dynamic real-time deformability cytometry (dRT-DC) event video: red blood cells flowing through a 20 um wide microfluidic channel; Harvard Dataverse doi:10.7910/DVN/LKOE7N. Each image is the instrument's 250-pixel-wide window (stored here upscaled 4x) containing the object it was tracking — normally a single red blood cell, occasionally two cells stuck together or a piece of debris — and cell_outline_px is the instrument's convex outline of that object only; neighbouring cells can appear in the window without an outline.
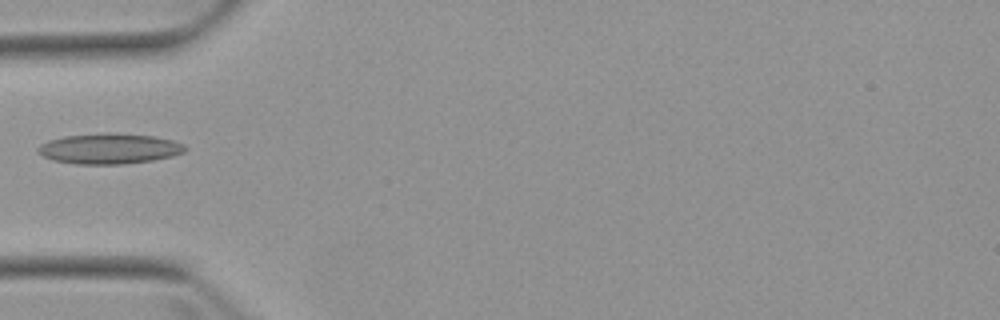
{"species": "Egyptian fruit bat (a non-hibernating species)", "species_latin": "Rousettus aegyptiacus", "temperature_condition": "warm", "stored_images_in_passage": 5, "camera_frame_rate_fps": 3000, "um_per_image_px": 0.085, "animal": {"sex": "female"}, "frame": {"image": 1, "passage_image": 4, "time_ms": 5.0, "image_size_px": [1000, 320], "cell_outline_px": [[188, 148], [184, 152], [172, 156], [152, 160], [124, 164], [76, 164], [52, 160], [36, 152], [36, 148], [40, 144], [48, 140], [64, 136], [108, 132], [112, 132], [152, 136], [172, 140], [184, 144]], "centroid_in_image_um": [9.26, 12.63], "position_along_channel_um": 75.7, "area_um2": 26.3}}